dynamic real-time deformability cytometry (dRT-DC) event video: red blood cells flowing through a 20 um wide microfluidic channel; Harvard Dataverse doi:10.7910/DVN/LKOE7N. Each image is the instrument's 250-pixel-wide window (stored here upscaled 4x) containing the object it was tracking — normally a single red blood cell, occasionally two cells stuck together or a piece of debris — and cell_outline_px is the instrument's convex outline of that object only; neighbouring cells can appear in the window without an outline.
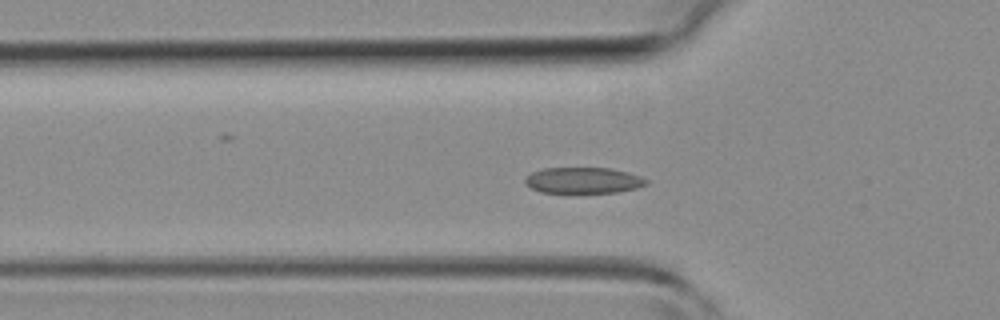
{"species": "common noctule bat (a hibernating species)", "species_latin": "Nyctalus noctula", "temperature_condition": "room temperature", "stored_images_in_passage": 33, "camera_frame_rate_fps": 3000, "um_per_image_px": 0.085, "animal": {"sex": "female", "body_mass_g": 19.3, "forearm_length_mm": 54.1}, "frame": {"image": 1, "passage_image": 14, "time_ms": 4.333, "image_size_px": [1000, 320], "cell_outline_px": [[648, 184], [636, 188], [616, 192], [576, 196], [540, 192], [524, 184], [524, 176], [532, 172], [544, 168], [612, 168], [628, 172], [640, 176], [648, 180]], "centroid_in_image_um": [49.53, 15.38], "position_along_channel_um": 76.3, "area_um2": 19.48}}
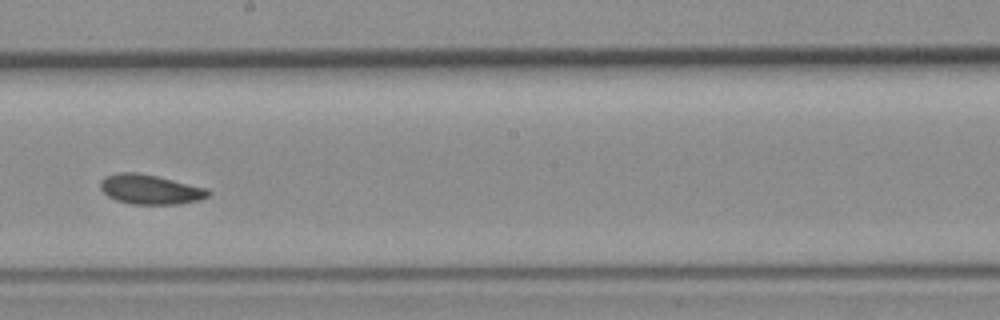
{"frame": {"image": 2, "passage_image": 24, "time_ms": 7.667, "image_size_px": [1000, 320], "cell_outline_px": [[212, 192], [208, 196], [200, 200], [180, 204], [132, 204], [116, 200], [108, 196], [100, 188], [100, 180], [104, 176], [120, 172], [136, 172], [156, 176], [208, 188]], "centroid_in_image_um": [12.78, 16.1], "position_along_channel_um": 235.4, "area_um2": 18.73}}
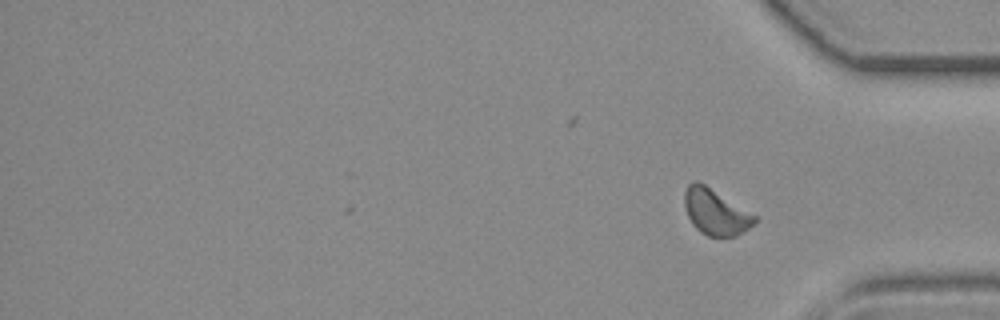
{"frame": {"image": 3, "passage_image": 33, "time_ms": 10.667, "image_size_px": [1000, 320], "cell_outline_px": [[756, 220], [744, 232], [736, 236], [708, 236], [700, 232], [692, 224], [688, 216], [684, 204], [684, 192], [688, 184], [692, 180], [696, 180], [704, 184], [756, 216]], "centroid_in_image_um": [60.78, 18.01], "position_along_channel_um": 374.4, "area_um2": 18.44}}